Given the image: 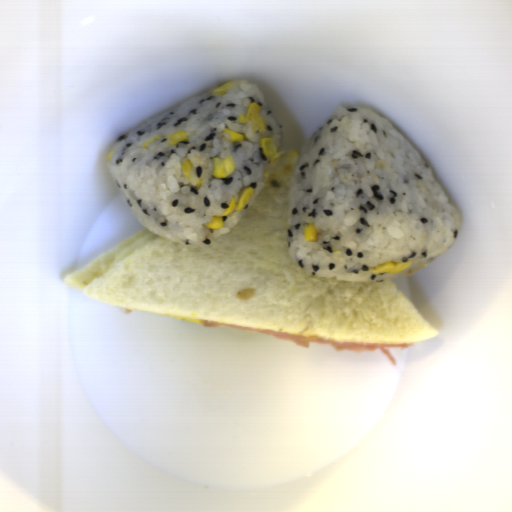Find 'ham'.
<instances>
[{
    "instance_id": "ham-1",
    "label": "ham",
    "mask_w": 512,
    "mask_h": 512,
    "mask_svg": "<svg viewBox=\"0 0 512 512\" xmlns=\"http://www.w3.org/2000/svg\"><path fill=\"white\" fill-rule=\"evenodd\" d=\"M203 325L207 327H214L217 325H223L226 327L237 328L247 331L258 332L264 335H268L277 339H281L284 341H288L291 343H295L304 347L309 346L310 342L326 345L333 347L339 351H375V349H380L382 354L392 363L396 365L397 360L392 355V353L387 348H405L411 347L413 344L409 343H382V342H337L331 340L326 337L256 328L250 326L229 324L223 322L209 321V320H201Z\"/></svg>"
}]
</instances>
